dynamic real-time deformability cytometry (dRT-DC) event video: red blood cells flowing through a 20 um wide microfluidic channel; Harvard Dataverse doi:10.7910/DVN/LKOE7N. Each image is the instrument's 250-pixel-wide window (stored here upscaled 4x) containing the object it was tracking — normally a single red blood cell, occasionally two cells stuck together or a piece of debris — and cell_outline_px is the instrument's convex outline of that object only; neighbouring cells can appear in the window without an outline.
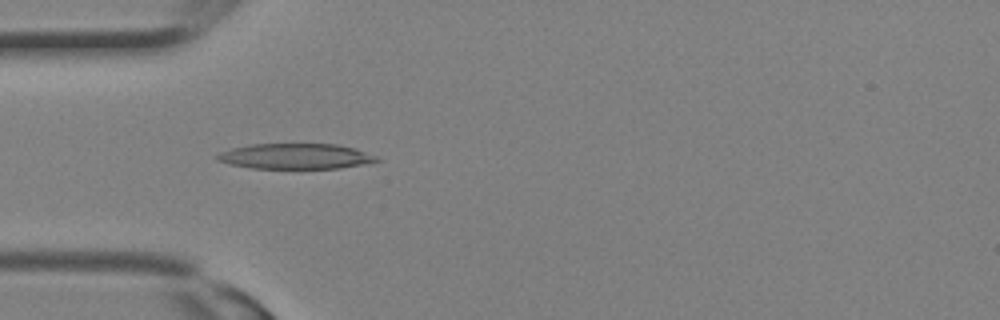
{"species": "Egyptian fruit bat (a non-hibernating species)", "species_latin": "Rousettus aegyptiacus", "temperature_condition": "room temperature", "stored_images_in_passage": 16, "camera_frame_rate_fps": 3000, "um_per_image_px": 0.085, "animal": {"sex": "female"}, "frame": {"image": 1, "passage_image": 5, "time_ms": 1.333, "image_size_px": [1000, 320], "cell_outline_px": [[380, 160], [372, 164], [340, 168], [252, 168], [232, 164], [216, 160], [212, 156], [220, 152], [232, 148], [248, 144], [336, 144], [356, 148], [376, 156]], "centroid_in_image_um": [25.15, 13.28], "position_along_channel_um": 59.8, "area_um2": 23.87}}
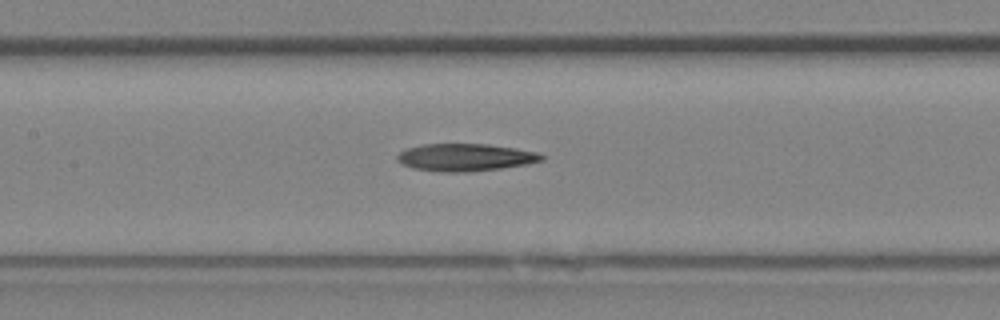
{"frame": {"image": 2, "passage_image": 10, "time_ms": 3.0, "image_size_px": [1000, 320], "cell_outline_px": [[544, 160], [528, 164], [500, 168], [464, 172], [440, 172], [412, 168], [400, 164], [396, 160], [396, 156], [400, 152], [408, 148], [424, 144], [488, 144], [516, 148], [536, 152], [544, 156]], "centroid_in_image_um": [39.53, 13.38], "position_along_channel_um": 167.9, "area_um2": 23.12}}
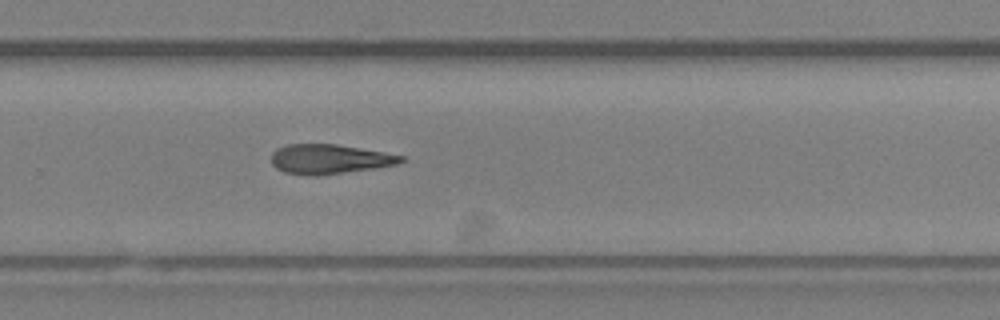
{"frame": {"image": 3, "passage_image": 16, "time_ms": 5.0, "image_size_px": [1000, 320], "cell_outline_px": [[404, 160], [400, 164], [376, 168], [316, 176], [308, 176], [284, 172], [276, 168], [272, 164], [272, 152], [276, 148], [288, 144], [336, 144], [384, 152], [404, 156]], "centroid_in_image_um": [28.0, 13.53], "position_along_channel_um": 301.8, "area_um2": 22.48}}